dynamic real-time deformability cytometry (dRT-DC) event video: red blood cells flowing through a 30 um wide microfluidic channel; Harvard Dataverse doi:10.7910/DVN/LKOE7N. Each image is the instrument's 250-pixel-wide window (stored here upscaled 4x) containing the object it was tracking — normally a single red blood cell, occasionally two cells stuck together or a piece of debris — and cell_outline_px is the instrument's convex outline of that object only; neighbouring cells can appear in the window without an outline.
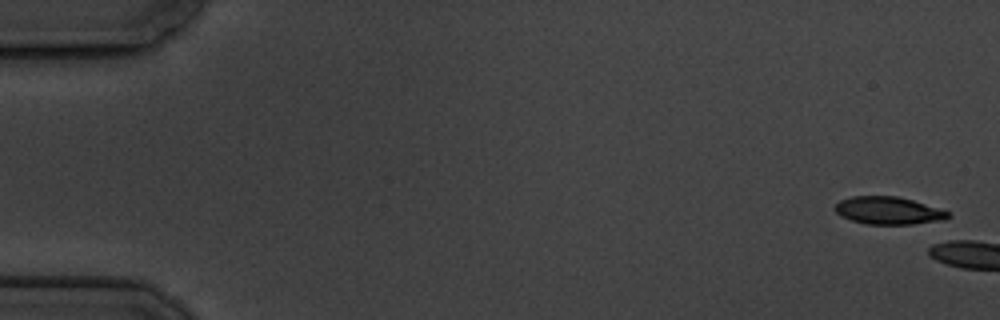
{"species": "common noctule bat (a hibernating species)", "species_latin": "Nyctalus noctula", "temperature_condition": "cold", "stored_images_in_passage": 5, "camera_frame_rate_fps": 3000, "um_per_image_px": 0.085, "animal": {"sex": "male", "body_mass_g": 19.5, "forearm_length_mm": 54.6}, "frame": {"image": 1, "passage_image": 1, "time_ms": 0.0, "image_size_px": [1000, 320], "cell_outline_px": [[952, 216], [944, 220], [912, 224], [868, 224], [852, 220], [840, 216], [832, 208], [840, 200], [852, 196], [896, 196], [912, 200], [948, 212]], "centroid_in_image_um": [75.47, 17.9], "position_along_channel_um": 9.5, "area_um2": 18.03}}